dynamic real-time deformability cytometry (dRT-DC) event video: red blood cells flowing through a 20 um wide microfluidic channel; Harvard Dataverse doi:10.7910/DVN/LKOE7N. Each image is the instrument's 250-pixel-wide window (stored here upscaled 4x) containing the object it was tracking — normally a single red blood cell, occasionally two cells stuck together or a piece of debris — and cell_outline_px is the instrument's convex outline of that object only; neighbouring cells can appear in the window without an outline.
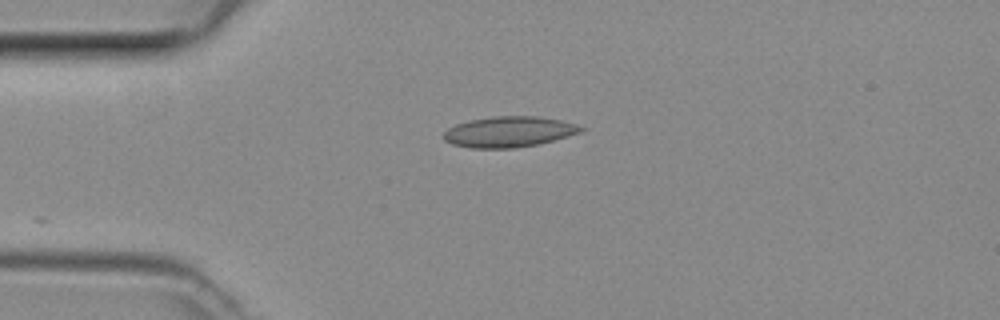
{"species": "common noctule bat (a hibernating species)", "species_latin": "Nyctalus noctula", "temperature_condition": "room temperature", "stored_images_in_passage": 10, "camera_frame_rate_fps": 3000, "um_per_image_px": 0.085, "animal": {"sex": "female", "body_mass_g": 29.2, "forearm_length_mm": 56.3}, "frame": {"image": 1, "passage_image": 1, "time_ms": 0.0, "image_size_px": [1000, 320], "cell_outline_px": [[588, 128], [580, 132], [568, 136], [536, 144], [512, 148], [472, 148], [452, 144], [444, 140], [444, 132], [448, 128], [456, 124], [468, 120], [492, 116], [536, 116], [560, 120], [576, 124]], "centroid_in_image_um": [43.25, 11.19], "position_along_channel_um": 41.8, "area_um2": 24.45}}
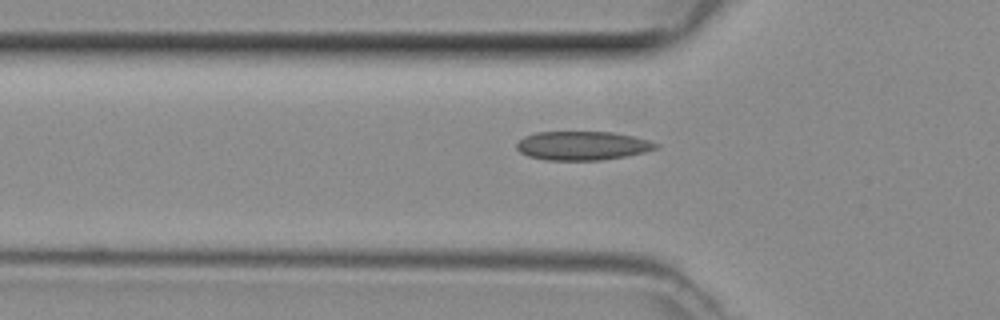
{"frame": {"image": 2, "passage_image": 5, "time_ms": 1.333, "image_size_px": [1000, 320], "cell_outline_px": [[660, 144], [656, 148], [644, 152], [624, 156], [600, 160], [544, 160], [528, 156], [520, 152], [516, 148], [516, 144], [524, 136], [536, 132], [612, 132], [632, 136], [648, 140]], "centroid_in_image_um": [49.47, 12.38], "position_along_channel_um": 76.3, "area_um2": 23.29}}